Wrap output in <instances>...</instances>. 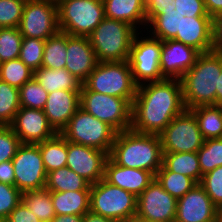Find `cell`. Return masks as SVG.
I'll return each instance as SVG.
<instances>
[{
	"instance_id": "6da1fadb",
	"label": "cell",
	"mask_w": 222,
	"mask_h": 222,
	"mask_svg": "<svg viewBox=\"0 0 222 222\" xmlns=\"http://www.w3.org/2000/svg\"><path fill=\"white\" fill-rule=\"evenodd\" d=\"M185 109L180 79L141 84L132 103L131 129L159 135Z\"/></svg>"
},
{
	"instance_id": "7a4b0ae2",
	"label": "cell",
	"mask_w": 222,
	"mask_h": 222,
	"mask_svg": "<svg viewBox=\"0 0 222 222\" xmlns=\"http://www.w3.org/2000/svg\"><path fill=\"white\" fill-rule=\"evenodd\" d=\"M108 157L119 166L146 170L155 176L163 165L160 136L132 129L117 132Z\"/></svg>"
},
{
	"instance_id": "3957f363",
	"label": "cell",
	"mask_w": 222,
	"mask_h": 222,
	"mask_svg": "<svg viewBox=\"0 0 222 222\" xmlns=\"http://www.w3.org/2000/svg\"><path fill=\"white\" fill-rule=\"evenodd\" d=\"M222 71V53H200L195 64L180 78L186 109L216 105L218 77Z\"/></svg>"
},
{
	"instance_id": "277c9868",
	"label": "cell",
	"mask_w": 222,
	"mask_h": 222,
	"mask_svg": "<svg viewBox=\"0 0 222 222\" xmlns=\"http://www.w3.org/2000/svg\"><path fill=\"white\" fill-rule=\"evenodd\" d=\"M137 32L128 23L105 17L87 37L98 62H121L128 61Z\"/></svg>"
},
{
	"instance_id": "5b68a950",
	"label": "cell",
	"mask_w": 222,
	"mask_h": 222,
	"mask_svg": "<svg viewBox=\"0 0 222 222\" xmlns=\"http://www.w3.org/2000/svg\"><path fill=\"white\" fill-rule=\"evenodd\" d=\"M82 85L89 91L124 98L131 104L138 87L128 61L98 62Z\"/></svg>"
},
{
	"instance_id": "8992f818",
	"label": "cell",
	"mask_w": 222,
	"mask_h": 222,
	"mask_svg": "<svg viewBox=\"0 0 222 222\" xmlns=\"http://www.w3.org/2000/svg\"><path fill=\"white\" fill-rule=\"evenodd\" d=\"M90 211L114 222L130 221L137 213V197L103 178L90 186Z\"/></svg>"
},
{
	"instance_id": "52a82bcc",
	"label": "cell",
	"mask_w": 222,
	"mask_h": 222,
	"mask_svg": "<svg viewBox=\"0 0 222 222\" xmlns=\"http://www.w3.org/2000/svg\"><path fill=\"white\" fill-rule=\"evenodd\" d=\"M61 32L89 36L105 18L102 0H56Z\"/></svg>"
},
{
	"instance_id": "ba28073f",
	"label": "cell",
	"mask_w": 222,
	"mask_h": 222,
	"mask_svg": "<svg viewBox=\"0 0 222 222\" xmlns=\"http://www.w3.org/2000/svg\"><path fill=\"white\" fill-rule=\"evenodd\" d=\"M60 134L67 141L93 147L109 155L117 131L108 123L79 108Z\"/></svg>"
},
{
	"instance_id": "9c48e42d",
	"label": "cell",
	"mask_w": 222,
	"mask_h": 222,
	"mask_svg": "<svg viewBox=\"0 0 222 222\" xmlns=\"http://www.w3.org/2000/svg\"><path fill=\"white\" fill-rule=\"evenodd\" d=\"M80 108L108 123L117 132L131 129L132 104L124 98L89 91L82 85Z\"/></svg>"
},
{
	"instance_id": "30bf717a",
	"label": "cell",
	"mask_w": 222,
	"mask_h": 222,
	"mask_svg": "<svg viewBox=\"0 0 222 222\" xmlns=\"http://www.w3.org/2000/svg\"><path fill=\"white\" fill-rule=\"evenodd\" d=\"M139 34L132 40L128 59L135 83L139 86L164 80L160 69L161 40L152 36L139 38Z\"/></svg>"
},
{
	"instance_id": "8fae6325",
	"label": "cell",
	"mask_w": 222,
	"mask_h": 222,
	"mask_svg": "<svg viewBox=\"0 0 222 222\" xmlns=\"http://www.w3.org/2000/svg\"><path fill=\"white\" fill-rule=\"evenodd\" d=\"M163 153L197 152L204 138L194 114L185 109L159 134Z\"/></svg>"
},
{
	"instance_id": "7c38bea8",
	"label": "cell",
	"mask_w": 222,
	"mask_h": 222,
	"mask_svg": "<svg viewBox=\"0 0 222 222\" xmlns=\"http://www.w3.org/2000/svg\"><path fill=\"white\" fill-rule=\"evenodd\" d=\"M18 29L23 37L46 40L57 34L58 8L56 0H26Z\"/></svg>"
},
{
	"instance_id": "4fadbf2b",
	"label": "cell",
	"mask_w": 222,
	"mask_h": 222,
	"mask_svg": "<svg viewBox=\"0 0 222 222\" xmlns=\"http://www.w3.org/2000/svg\"><path fill=\"white\" fill-rule=\"evenodd\" d=\"M11 161L14 167L15 187L22 193L46 187L47 172L37 144H21Z\"/></svg>"
},
{
	"instance_id": "5bb4252c",
	"label": "cell",
	"mask_w": 222,
	"mask_h": 222,
	"mask_svg": "<svg viewBox=\"0 0 222 222\" xmlns=\"http://www.w3.org/2000/svg\"><path fill=\"white\" fill-rule=\"evenodd\" d=\"M177 199L166 192L154 179L137 197V213L135 217L157 222H174Z\"/></svg>"
},
{
	"instance_id": "9a60e30c",
	"label": "cell",
	"mask_w": 222,
	"mask_h": 222,
	"mask_svg": "<svg viewBox=\"0 0 222 222\" xmlns=\"http://www.w3.org/2000/svg\"><path fill=\"white\" fill-rule=\"evenodd\" d=\"M66 166L91 185L104 178L108 154L102 150L67 141Z\"/></svg>"
},
{
	"instance_id": "2e32d148",
	"label": "cell",
	"mask_w": 222,
	"mask_h": 222,
	"mask_svg": "<svg viewBox=\"0 0 222 222\" xmlns=\"http://www.w3.org/2000/svg\"><path fill=\"white\" fill-rule=\"evenodd\" d=\"M9 126L21 144H38L57 134L40 109L20 107Z\"/></svg>"
},
{
	"instance_id": "e0dca14e",
	"label": "cell",
	"mask_w": 222,
	"mask_h": 222,
	"mask_svg": "<svg viewBox=\"0 0 222 222\" xmlns=\"http://www.w3.org/2000/svg\"><path fill=\"white\" fill-rule=\"evenodd\" d=\"M220 210L198 183L183 197L177 199L174 222H213Z\"/></svg>"
},
{
	"instance_id": "ac0fdd59",
	"label": "cell",
	"mask_w": 222,
	"mask_h": 222,
	"mask_svg": "<svg viewBox=\"0 0 222 222\" xmlns=\"http://www.w3.org/2000/svg\"><path fill=\"white\" fill-rule=\"evenodd\" d=\"M200 52L180 41H161L160 69L167 79H180L196 62Z\"/></svg>"
},
{
	"instance_id": "d6986e66",
	"label": "cell",
	"mask_w": 222,
	"mask_h": 222,
	"mask_svg": "<svg viewBox=\"0 0 222 222\" xmlns=\"http://www.w3.org/2000/svg\"><path fill=\"white\" fill-rule=\"evenodd\" d=\"M66 51L65 69L83 83L98 63L88 37L66 34Z\"/></svg>"
},
{
	"instance_id": "ffe728a7",
	"label": "cell",
	"mask_w": 222,
	"mask_h": 222,
	"mask_svg": "<svg viewBox=\"0 0 222 222\" xmlns=\"http://www.w3.org/2000/svg\"><path fill=\"white\" fill-rule=\"evenodd\" d=\"M80 92L81 90H57L48 94L43 112L57 133H61L80 108Z\"/></svg>"
},
{
	"instance_id": "44dd1931",
	"label": "cell",
	"mask_w": 222,
	"mask_h": 222,
	"mask_svg": "<svg viewBox=\"0 0 222 222\" xmlns=\"http://www.w3.org/2000/svg\"><path fill=\"white\" fill-rule=\"evenodd\" d=\"M104 179L138 197L155 179V176L146 170L119 166L108 157L105 163Z\"/></svg>"
},
{
	"instance_id": "7402d4cb",
	"label": "cell",
	"mask_w": 222,
	"mask_h": 222,
	"mask_svg": "<svg viewBox=\"0 0 222 222\" xmlns=\"http://www.w3.org/2000/svg\"><path fill=\"white\" fill-rule=\"evenodd\" d=\"M174 40L191 46L200 53L212 51V18L210 16H182L180 33Z\"/></svg>"
},
{
	"instance_id": "603a6c76",
	"label": "cell",
	"mask_w": 222,
	"mask_h": 222,
	"mask_svg": "<svg viewBox=\"0 0 222 222\" xmlns=\"http://www.w3.org/2000/svg\"><path fill=\"white\" fill-rule=\"evenodd\" d=\"M106 18L122 21L137 31L140 25L147 27L145 0H102ZM138 25V26H137Z\"/></svg>"
},
{
	"instance_id": "cb8c5ba5",
	"label": "cell",
	"mask_w": 222,
	"mask_h": 222,
	"mask_svg": "<svg viewBox=\"0 0 222 222\" xmlns=\"http://www.w3.org/2000/svg\"><path fill=\"white\" fill-rule=\"evenodd\" d=\"M50 192L56 215H84L90 211V190Z\"/></svg>"
},
{
	"instance_id": "d4e9b609",
	"label": "cell",
	"mask_w": 222,
	"mask_h": 222,
	"mask_svg": "<svg viewBox=\"0 0 222 222\" xmlns=\"http://www.w3.org/2000/svg\"><path fill=\"white\" fill-rule=\"evenodd\" d=\"M34 78L48 93L57 90H81L82 87V82L65 68L40 67L34 72Z\"/></svg>"
},
{
	"instance_id": "484cf974",
	"label": "cell",
	"mask_w": 222,
	"mask_h": 222,
	"mask_svg": "<svg viewBox=\"0 0 222 222\" xmlns=\"http://www.w3.org/2000/svg\"><path fill=\"white\" fill-rule=\"evenodd\" d=\"M37 145L47 174L66 166L68 158L67 140L60 133Z\"/></svg>"
},
{
	"instance_id": "4316f807",
	"label": "cell",
	"mask_w": 222,
	"mask_h": 222,
	"mask_svg": "<svg viewBox=\"0 0 222 222\" xmlns=\"http://www.w3.org/2000/svg\"><path fill=\"white\" fill-rule=\"evenodd\" d=\"M190 111L194 114L204 139L222 138V106H197Z\"/></svg>"
},
{
	"instance_id": "83f0119b",
	"label": "cell",
	"mask_w": 222,
	"mask_h": 222,
	"mask_svg": "<svg viewBox=\"0 0 222 222\" xmlns=\"http://www.w3.org/2000/svg\"><path fill=\"white\" fill-rule=\"evenodd\" d=\"M163 165L171 172L189 176L200 183L202 173L197 152L163 153Z\"/></svg>"
},
{
	"instance_id": "f1b7e54d",
	"label": "cell",
	"mask_w": 222,
	"mask_h": 222,
	"mask_svg": "<svg viewBox=\"0 0 222 222\" xmlns=\"http://www.w3.org/2000/svg\"><path fill=\"white\" fill-rule=\"evenodd\" d=\"M91 184L67 166L47 174L46 189L49 191L90 190Z\"/></svg>"
},
{
	"instance_id": "f546056e",
	"label": "cell",
	"mask_w": 222,
	"mask_h": 222,
	"mask_svg": "<svg viewBox=\"0 0 222 222\" xmlns=\"http://www.w3.org/2000/svg\"><path fill=\"white\" fill-rule=\"evenodd\" d=\"M147 26H150L149 34L161 41L171 40L180 33L181 13L174 10H165L154 17ZM152 26V27H151ZM152 32V33H150Z\"/></svg>"
},
{
	"instance_id": "4dcf8cb0",
	"label": "cell",
	"mask_w": 222,
	"mask_h": 222,
	"mask_svg": "<svg viewBox=\"0 0 222 222\" xmlns=\"http://www.w3.org/2000/svg\"><path fill=\"white\" fill-rule=\"evenodd\" d=\"M21 201L41 222H51L56 216L51 192L46 188L22 193Z\"/></svg>"
},
{
	"instance_id": "1f68e13d",
	"label": "cell",
	"mask_w": 222,
	"mask_h": 222,
	"mask_svg": "<svg viewBox=\"0 0 222 222\" xmlns=\"http://www.w3.org/2000/svg\"><path fill=\"white\" fill-rule=\"evenodd\" d=\"M155 179L162 188L176 199L183 197L196 184L189 176L177 174L169 171L164 165L155 174Z\"/></svg>"
},
{
	"instance_id": "d6a6232c",
	"label": "cell",
	"mask_w": 222,
	"mask_h": 222,
	"mask_svg": "<svg viewBox=\"0 0 222 222\" xmlns=\"http://www.w3.org/2000/svg\"><path fill=\"white\" fill-rule=\"evenodd\" d=\"M66 33L59 31L45 40L41 67L60 69L66 66Z\"/></svg>"
},
{
	"instance_id": "836d02e7",
	"label": "cell",
	"mask_w": 222,
	"mask_h": 222,
	"mask_svg": "<svg viewBox=\"0 0 222 222\" xmlns=\"http://www.w3.org/2000/svg\"><path fill=\"white\" fill-rule=\"evenodd\" d=\"M19 109V89L0 80V125L9 126Z\"/></svg>"
},
{
	"instance_id": "e575fe53",
	"label": "cell",
	"mask_w": 222,
	"mask_h": 222,
	"mask_svg": "<svg viewBox=\"0 0 222 222\" xmlns=\"http://www.w3.org/2000/svg\"><path fill=\"white\" fill-rule=\"evenodd\" d=\"M34 77V71L27 67L19 58L0 64V80L20 89Z\"/></svg>"
},
{
	"instance_id": "d590c367",
	"label": "cell",
	"mask_w": 222,
	"mask_h": 222,
	"mask_svg": "<svg viewBox=\"0 0 222 222\" xmlns=\"http://www.w3.org/2000/svg\"><path fill=\"white\" fill-rule=\"evenodd\" d=\"M197 154L202 176L222 166V138L205 139Z\"/></svg>"
},
{
	"instance_id": "8d00e7d4",
	"label": "cell",
	"mask_w": 222,
	"mask_h": 222,
	"mask_svg": "<svg viewBox=\"0 0 222 222\" xmlns=\"http://www.w3.org/2000/svg\"><path fill=\"white\" fill-rule=\"evenodd\" d=\"M22 39L18 27L0 28V64L19 58Z\"/></svg>"
},
{
	"instance_id": "74e56055",
	"label": "cell",
	"mask_w": 222,
	"mask_h": 222,
	"mask_svg": "<svg viewBox=\"0 0 222 222\" xmlns=\"http://www.w3.org/2000/svg\"><path fill=\"white\" fill-rule=\"evenodd\" d=\"M48 94L33 77L19 89L20 107L43 110Z\"/></svg>"
},
{
	"instance_id": "f35d334b",
	"label": "cell",
	"mask_w": 222,
	"mask_h": 222,
	"mask_svg": "<svg viewBox=\"0 0 222 222\" xmlns=\"http://www.w3.org/2000/svg\"><path fill=\"white\" fill-rule=\"evenodd\" d=\"M45 40L23 37L19 59L32 71L38 70L43 62Z\"/></svg>"
},
{
	"instance_id": "ab89813d",
	"label": "cell",
	"mask_w": 222,
	"mask_h": 222,
	"mask_svg": "<svg viewBox=\"0 0 222 222\" xmlns=\"http://www.w3.org/2000/svg\"><path fill=\"white\" fill-rule=\"evenodd\" d=\"M211 198L214 205L222 209V166L202 176L199 183Z\"/></svg>"
},
{
	"instance_id": "60d3db41",
	"label": "cell",
	"mask_w": 222,
	"mask_h": 222,
	"mask_svg": "<svg viewBox=\"0 0 222 222\" xmlns=\"http://www.w3.org/2000/svg\"><path fill=\"white\" fill-rule=\"evenodd\" d=\"M26 0H0V28L18 27Z\"/></svg>"
},
{
	"instance_id": "b9f144b4",
	"label": "cell",
	"mask_w": 222,
	"mask_h": 222,
	"mask_svg": "<svg viewBox=\"0 0 222 222\" xmlns=\"http://www.w3.org/2000/svg\"><path fill=\"white\" fill-rule=\"evenodd\" d=\"M21 142L10 126H0V163L11 161Z\"/></svg>"
},
{
	"instance_id": "7bdbcfd3",
	"label": "cell",
	"mask_w": 222,
	"mask_h": 222,
	"mask_svg": "<svg viewBox=\"0 0 222 222\" xmlns=\"http://www.w3.org/2000/svg\"><path fill=\"white\" fill-rule=\"evenodd\" d=\"M22 192L15 186L0 182V218L7 219L12 210L21 202Z\"/></svg>"
},
{
	"instance_id": "ee69618b",
	"label": "cell",
	"mask_w": 222,
	"mask_h": 222,
	"mask_svg": "<svg viewBox=\"0 0 222 222\" xmlns=\"http://www.w3.org/2000/svg\"><path fill=\"white\" fill-rule=\"evenodd\" d=\"M175 9L182 16H209L203 0H175Z\"/></svg>"
},
{
	"instance_id": "f6af8a7d",
	"label": "cell",
	"mask_w": 222,
	"mask_h": 222,
	"mask_svg": "<svg viewBox=\"0 0 222 222\" xmlns=\"http://www.w3.org/2000/svg\"><path fill=\"white\" fill-rule=\"evenodd\" d=\"M174 10L175 0H145V14L147 24L159 15L162 10Z\"/></svg>"
},
{
	"instance_id": "bcb514c9",
	"label": "cell",
	"mask_w": 222,
	"mask_h": 222,
	"mask_svg": "<svg viewBox=\"0 0 222 222\" xmlns=\"http://www.w3.org/2000/svg\"><path fill=\"white\" fill-rule=\"evenodd\" d=\"M7 222H41L21 201L9 214Z\"/></svg>"
},
{
	"instance_id": "7dc6e473",
	"label": "cell",
	"mask_w": 222,
	"mask_h": 222,
	"mask_svg": "<svg viewBox=\"0 0 222 222\" xmlns=\"http://www.w3.org/2000/svg\"><path fill=\"white\" fill-rule=\"evenodd\" d=\"M212 51L222 53V13L212 18Z\"/></svg>"
},
{
	"instance_id": "c3c4849f",
	"label": "cell",
	"mask_w": 222,
	"mask_h": 222,
	"mask_svg": "<svg viewBox=\"0 0 222 222\" xmlns=\"http://www.w3.org/2000/svg\"><path fill=\"white\" fill-rule=\"evenodd\" d=\"M0 182L15 186V175L12 161L0 163Z\"/></svg>"
},
{
	"instance_id": "681fc988",
	"label": "cell",
	"mask_w": 222,
	"mask_h": 222,
	"mask_svg": "<svg viewBox=\"0 0 222 222\" xmlns=\"http://www.w3.org/2000/svg\"><path fill=\"white\" fill-rule=\"evenodd\" d=\"M208 15L214 18L216 15L222 13V0H203Z\"/></svg>"
},
{
	"instance_id": "f907efd6",
	"label": "cell",
	"mask_w": 222,
	"mask_h": 222,
	"mask_svg": "<svg viewBox=\"0 0 222 222\" xmlns=\"http://www.w3.org/2000/svg\"><path fill=\"white\" fill-rule=\"evenodd\" d=\"M82 222H114L111 219L105 218L99 214L88 211L83 215Z\"/></svg>"
},
{
	"instance_id": "816d5d0a",
	"label": "cell",
	"mask_w": 222,
	"mask_h": 222,
	"mask_svg": "<svg viewBox=\"0 0 222 222\" xmlns=\"http://www.w3.org/2000/svg\"><path fill=\"white\" fill-rule=\"evenodd\" d=\"M83 215H56L51 222H82Z\"/></svg>"
},
{
	"instance_id": "f5cc1de1",
	"label": "cell",
	"mask_w": 222,
	"mask_h": 222,
	"mask_svg": "<svg viewBox=\"0 0 222 222\" xmlns=\"http://www.w3.org/2000/svg\"><path fill=\"white\" fill-rule=\"evenodd\" d=\"M216 105L222 106V71L218 77V88L216 89Z\"/></svg>"
},
{
	"instance_id": "db71d44e",
	"label": "cell",
	"mask_w": 222,
	"mask_h": 222,
	"mask_svg": "<svg viewBox=\"0 0 222 222\" xmlns=\"http://www.w3.org/2000/svg\"><path fill=\"white\" fill-rule=\"evenodd\" d=\"M134 222H157V221H153V220H148V219H144V218H139V217H135L133 219Z\"/></svg>"
},
{
	"instance_id": "11a10c76",
	"label": "cell",
	"mask_w": 222,
	"mask_h": 222,
	"mask_svg": "<svg viewBox=\"0 0 222 222\" xmlns=\"http://www.w3.org/2000/svg\"><path fill=\"white\" fill-rule=\"evenodd\" d=\"M213 222H222V220L218 217L216 220H214Z\"/></svg>"
},
{
	"instance_id": "9f6ffc18",
	"label": "cell",
	"mask_w": 222,
	"mask_h": 222,
	"mask_svg": "<svg viewBox=\"0 0 222 222\" xmlns=\"http://www.w3.org/2000/svg\"><path fill=\"white\" fill-rule=\"evenodd\" d=\"M0 222H7V220L0 218Z\"/></svg>"
},
{
	"instance_id": "6f0895ef",
	"label": "cell",
	"mask_w": 222,
	"mask_h": 222,
	"mask_svg": "<svg viewBox=\"0 0 222 222\" xmlns=\"http://www.w3.org/2000/svg\"><path fill=\"white\" fill-rule=\"evenodd\" d=\"M219 216H222V209L220 210Z\"/></svg>"
}]
</instances>
